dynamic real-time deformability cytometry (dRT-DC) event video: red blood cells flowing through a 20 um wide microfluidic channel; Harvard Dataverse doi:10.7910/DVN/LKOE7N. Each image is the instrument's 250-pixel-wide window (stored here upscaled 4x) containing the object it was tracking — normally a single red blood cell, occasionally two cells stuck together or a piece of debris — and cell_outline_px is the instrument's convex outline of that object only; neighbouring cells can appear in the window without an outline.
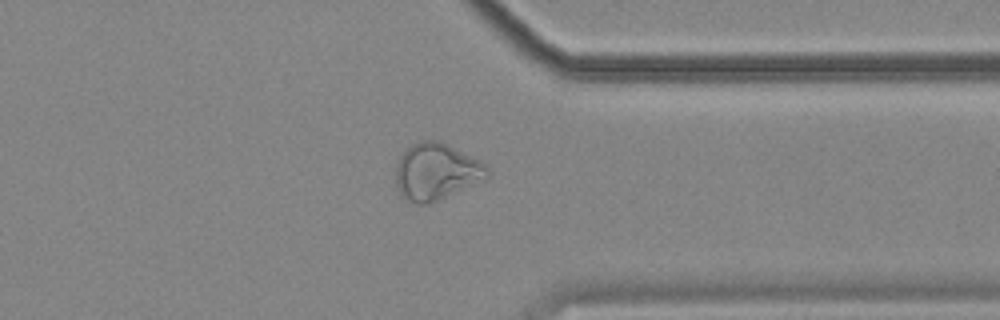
{"species": "common noctule bat (a hibernating species)", "species_latin": "Nyctalus noctula", "temperature_condition": "cold", "stored_images_in_passage": 56, "camera_frame_rate_fps": 3000, "um_per_image_px": 0.085, "animal": {"sex": "female", "body_mass_g": 18.4}, "frame": {"image": 1, "passage_image": 44, "time_ms": 14.333, "image_size_px": [1000, 320], "cell_outline_px": [[488, 176], [484, 180], [428, 204], [416, 204], [400, 196], [396, 188], [396, 164], [400, 156], [412, 144], [424, 140], [440, 140], [480, 160], [488, 168]], "centroid_in_image_um": [37.06, 14.59], "position_along_channel_um": 374.3, "area_um2": 30.23}}
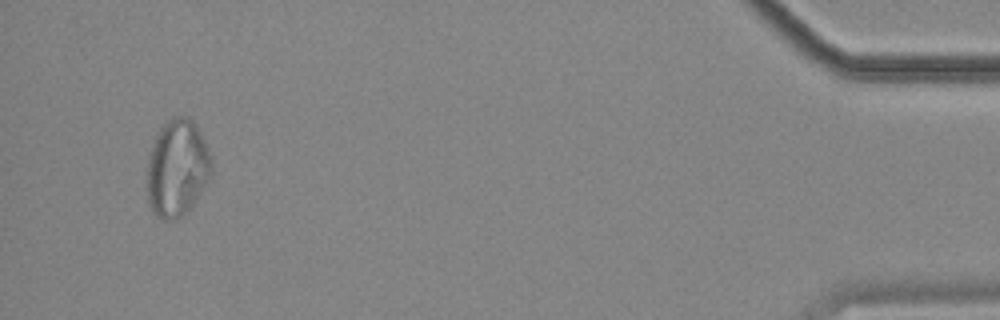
{"frame": {"image": 2, "passage_image": 54, "time_ms": 17.667, "image_size_px": [1000, 320], "cell_outline_px": [[212, 172], [208, 184], [196, 200], [176, 220], [160, 220], [152, 212], [148, 204], [148, 156], [160, 124], [176, 116], [188, 116], [196, 124], [208, 148], [212, 164]], "centroid_in_image_um": [15.06, 14.28], "position_along_channel_um": 420.1, "area_um2": 36.76}}